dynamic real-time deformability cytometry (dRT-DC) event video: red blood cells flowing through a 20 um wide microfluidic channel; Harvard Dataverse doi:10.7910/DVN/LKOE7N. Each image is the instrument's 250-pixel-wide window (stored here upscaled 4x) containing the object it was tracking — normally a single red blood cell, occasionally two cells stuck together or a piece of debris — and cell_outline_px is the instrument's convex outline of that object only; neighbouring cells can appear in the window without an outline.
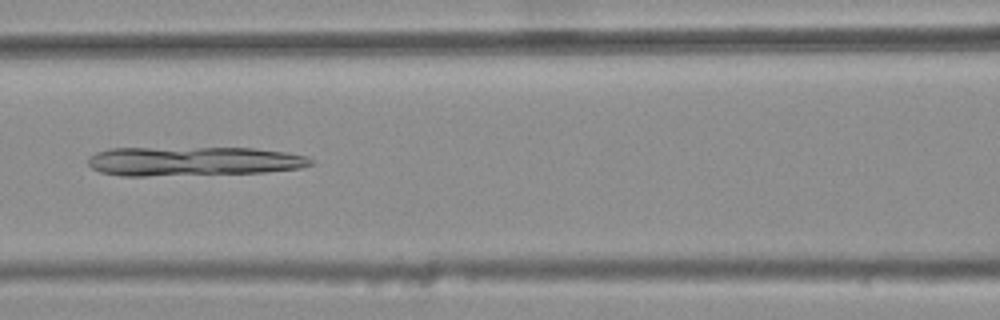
{"species": "common noctule bat (a hibernating species)", "species_latin": "Nyctalus noctula", "temperature_condition": "warm", "stored_images_in_passage": 45, "camera_frame_rate_fps": 3000, "um_per_image_px": 0.085, "animal": {"sex": "female", "body_mass_g": 25.1}, "frame": {"image": 1, "passage_image": 22, "time_ms": 7.0, "image_size_px": [1000, 320], "cell_outline_px": [[316, 164], [300, 168], [264, 172], [144, 176], [120, 176], [100, 172], [92, 168], [88, 164], [88, 156], [96, 152], [112, 148], [256, 148], [284, 152], [308, 156], [316, 160]], "centroid_in_image_um": [16.45, 13.7], "position_along_channel_um": 150.2, "area_um2": 38.15}}
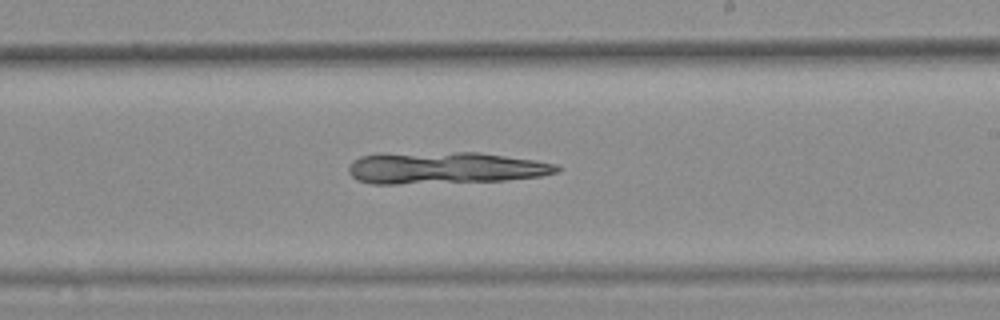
{"frame": {"image": 2, "passage_image": 30, "time_ms": 9.667, "image_size_px": [1000, 320], "cell_outline_px": [[560, 172], [540, 176], [504, 180], [396, 184], [372, 184], [356, 180], [348, 172], [348, 168], [352, 160], [360, 156], [456, 152], [476, 152], [536, 160], [560, 164]], "centroid_in_image_um": [37.88, 14.29], "position_along_channel_um": 251.1, "area_um2": 38.21}}
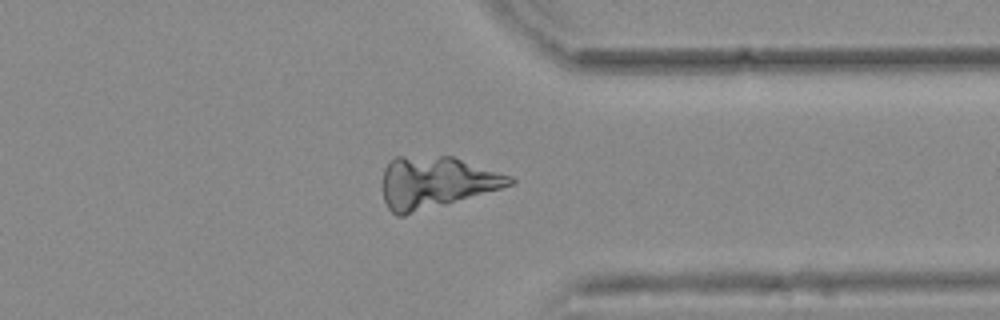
{"frame": {"image": 3, "passage_image": 40, "time_ms": 13.0, "image_size_px": [1000, 320], "cell_outline_px": [[516, 180], [512, 184], [500, 188], [404, 216], [396, 216], [388, 208], [384, 200], [384, 168], [396, 156], [452, 156], [512, 176]], "centroid_in_image_um": [37.04, 15.5], "position_along_channel_um": 374.4, "area_um2": 37.86}}